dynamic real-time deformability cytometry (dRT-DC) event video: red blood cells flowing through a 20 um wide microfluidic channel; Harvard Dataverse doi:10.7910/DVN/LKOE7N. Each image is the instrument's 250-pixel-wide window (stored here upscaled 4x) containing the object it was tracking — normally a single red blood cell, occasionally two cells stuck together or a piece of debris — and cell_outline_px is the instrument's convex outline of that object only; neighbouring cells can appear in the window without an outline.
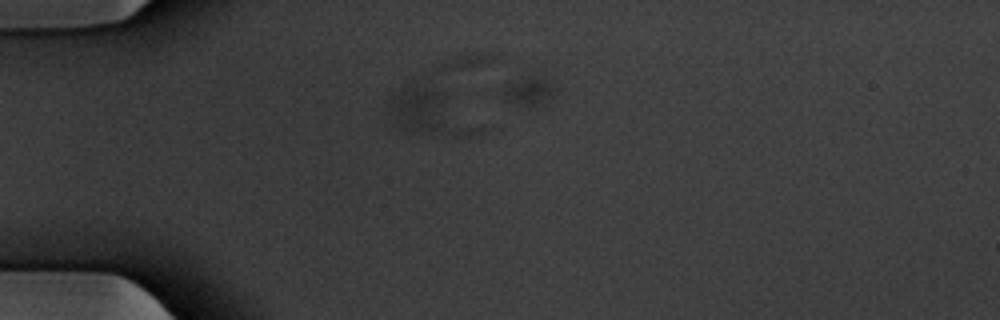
{"species": "common noctule bat (a hibernating species)", "species_latin": "Nyctalus noctula", "temperature_condition": "warm", "stored_images_in_passage": 16, "segment_of_instrument_passage": [2, 2], "camera_frame_rate_fps": 3000, "um_per_image_px": 0.085, "animal": {"sex": "male", "body_mass_g": 20.1, "forearm_length_mm": 53.5}, "frame": {"image": 1, "passage_image": 16, "time_ms": 5.0, "image_size_px": [1000, 320], "cell_outline_px": [[556, 92], [544, 104], [536, 108], [524, 108], [512, 104], [496, 96], [504, 84], [532, 72], [536, 72], [552, 80], [556, 88]], "centroid_in_image_um": [44.9, 7.72], "position_along_channel_um": 40.1, "area_um2": 10.46}}